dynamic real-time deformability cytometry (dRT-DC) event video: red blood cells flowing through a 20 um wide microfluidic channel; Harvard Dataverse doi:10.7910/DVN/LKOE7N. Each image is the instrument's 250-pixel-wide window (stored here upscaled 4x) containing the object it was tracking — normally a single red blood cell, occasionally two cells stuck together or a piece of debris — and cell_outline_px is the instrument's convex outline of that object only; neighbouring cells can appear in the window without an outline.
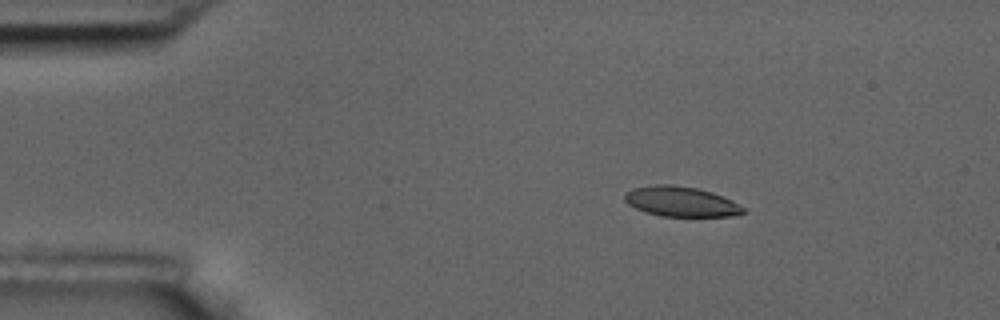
{"species": "common noctule bat (a hibernating species)", "species_latin": "Nyctalus noctula", "temperature_condition": "room temperature", "stored_images_in_passage": 5, "camera_frame_rate_fps": 3000, "um_per_image_px": 0.085, "animal": {"sex": "male", "body_mass_g": 17.5, "forearm_length_mm": 52.3}, "frame": {"image": 1, "passage_image": 3, "time_ms": 2.0, "image_size_px": [1000, 320], "cell_outline_px": [[744, 212], [732, 216], [660, 216], [644, 212], [628, 204], [624, 200], [624, 192], [632, 188], [656, 184], [668, 184], [696, 188], [712, 192], [732, 200], [744, 208]], "centroid_in_image_um": [57.83, 17.13], "position_along_channel_um": 27.2, "area_um2": 20.75}}